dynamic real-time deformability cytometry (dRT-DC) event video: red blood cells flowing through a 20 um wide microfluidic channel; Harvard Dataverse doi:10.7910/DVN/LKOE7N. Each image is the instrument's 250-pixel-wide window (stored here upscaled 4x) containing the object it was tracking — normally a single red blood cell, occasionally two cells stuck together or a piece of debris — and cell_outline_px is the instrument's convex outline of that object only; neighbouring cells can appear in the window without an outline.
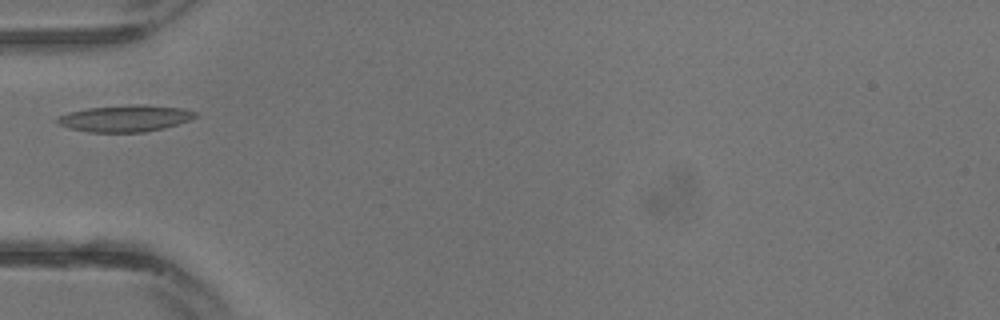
{"species": "common noctule bat (a hibernating species)", "species_latin": "Nyctalus noctula", "temperature_condition": "warm", "stored_images_in_passage": 9, "camera_frame_rate_fps": 3000, "um_per_image_px": 0.085, "animal": {"sex": "male", "body_mass_g": 13.3}, "frame": {"image": 1, "passage_image": 6, "time_ms": 1.667, "image_size_px": [1000, 320], "cell_outline_px": [[196, 116], [188, 120], [164, 128], [144, 132], [88, 132], [68, 128], [56, 124], [56, 120], [60, 116], [68, 112], [88, 108], [132, 104], [140, 104], [184, 108], [196, 112]], "centroid_in_image_um": [10.6, 10.06], "position_along_channel_um": 74.4, "area_um2": 21.39}}
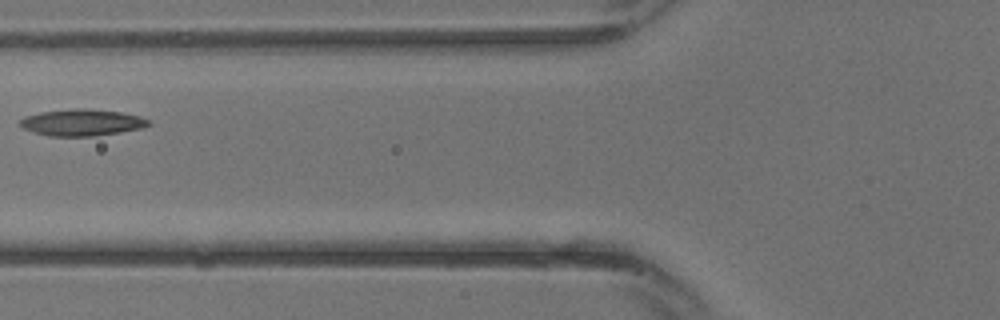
{"frame": {"image": 2, "passage_image": 8, "time_ms": 2.333, "image_size_px": [1000, 320], "cell_outline_px": [[152, 124], [144, 128], [96, 136], [48, 136], [32, 132], [24, 128], [20, 124], [20, 120], [24, 116], [40, 112], [76, 108], [88, 108], [120, 112], [140, 116], [148, 120]], "centroid_in_image_um": [6.97, 10.41], "position_along_channel_um": 118.8, "area_um2": 20.06}}